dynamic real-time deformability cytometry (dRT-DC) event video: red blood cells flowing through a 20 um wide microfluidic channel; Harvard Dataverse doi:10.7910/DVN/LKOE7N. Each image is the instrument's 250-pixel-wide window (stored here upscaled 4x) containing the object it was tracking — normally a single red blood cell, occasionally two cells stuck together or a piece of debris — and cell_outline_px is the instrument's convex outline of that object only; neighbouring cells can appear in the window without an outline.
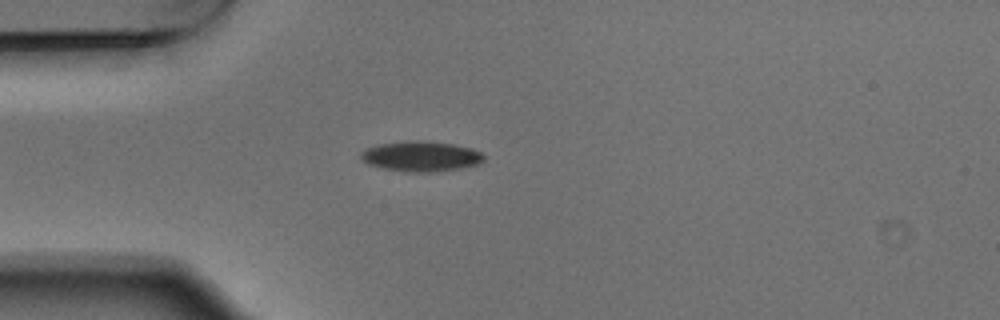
{"species": "Egyptian fruit bat (a non-hibernating species)", "species_latin": "Rousettus aegyptiacus", "temperature_condition": "warm", "stored_images_in_passage": 4, "camera_frame_rate_fps": 3000, "um_per_image_px": 0.085, "animal": {"sex": "male"}, "frame": {"image": 1, "passage_image": 3, "time_ms": 0.667, "image_size_px": [1000, 320], "cell_outline_px": [[484, 160], [476, 164], [460, 168], [432, 172], [408, 172], [384, 168], [368, 164], [360, 156], [360, 152], [368, 148], [380, 144], [408, 140], [420, 140], [452, 144], [472, 148], [480, 152], [484, 156]], "centroid_in_image_um": [35.78, 13.28], "position_along_channel_um": 49.2, "area_um2": 21.44}}